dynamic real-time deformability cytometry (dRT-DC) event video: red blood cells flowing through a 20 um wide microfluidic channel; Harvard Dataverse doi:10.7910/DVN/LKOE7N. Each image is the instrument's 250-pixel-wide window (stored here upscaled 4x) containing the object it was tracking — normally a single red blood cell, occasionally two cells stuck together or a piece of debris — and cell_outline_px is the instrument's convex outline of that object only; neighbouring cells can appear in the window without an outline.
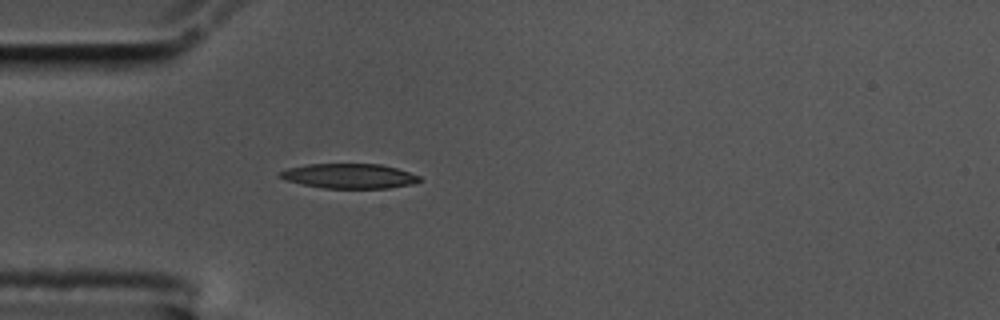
{"species": "common noctule bat (a hibernating species)", "species_latin": "Nyctalus noctula", "temperature_condition": "cold", "stored_images_in_passage": 42, "camera_frame_rate_fps": 3000, "um_per_image_px": 0.085, "animal": {"sex": "male", "body_mass_g": 17.5, "forearm_length_mm": 52.3}, "frame": {"image": 1, "passage_image": 1, "time_ms": 0.0, "image_size_px": [1000, 320], "cell_outline_px": [[420, 180], [412, 184], [388, 188], [324, 188], [300, 184], [284, 180], [276, 176], [280, 172], [288, 168], [308, 164], [380, 164], [396, 168], [420, 176]], "centroid_in_image_um": [29.63, 14.96], "position_along_channel_um": 55.4, "area_um2": 20.11}}
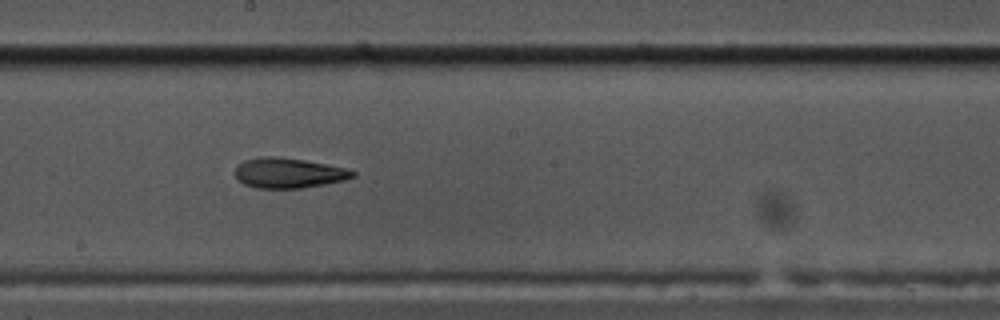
{"frame": {"image": 2, "passage_image": 16, "time_ms": 5.0, "image_size_px": [1000, 320], "cell_outline_px": [[356, 176], [344, 180], [324, 184], [300, 188], [256, 188], [244, 184], [236, 176], [236, 168], [244, 160], [260, 156], [276, 156], [304, 160], [348, 168], [356, 172]], "centroid_in_image_um": [24.55, 14.69], "position_along_channel_um": 223.6, "area_um2": 20.58}}
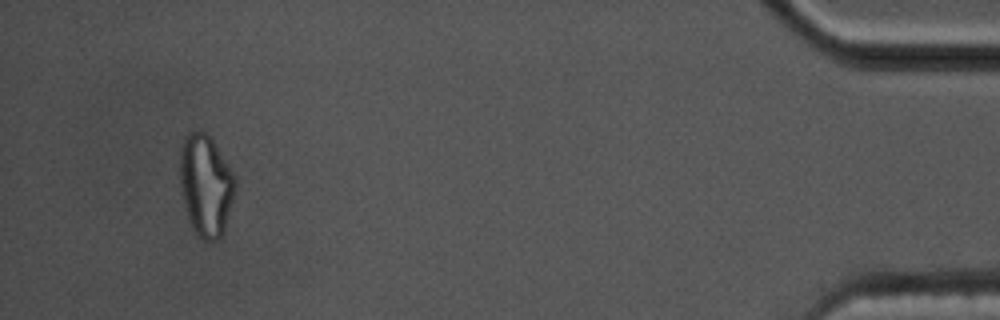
{"frame": {"image": 3, "passage_image": 39, "time_ms": 12.667, "image_size_px": [1000, 320], "cell_outline_px": [[236, 188], [224, 232], [220, 240], [200, 240], [196, 236], [192, 228], [184, 208], [180, 184], [180, 148], [184, 136], [188, 132], [200, 128], [212, 136], [232, 172], [236, 184]], "centroid_in_image_um": [17.47, 15.73], "position_along_channel_um": 417.7, "area_um2": 33.47}, "authors_computed_cell_mechanics": {"area_um2": 21.1259, "velocity_mm_per_s": 3.475, "shape_relaxation_time_tau1_ms": 7.3948, "shape_relaxation_time_tau2_ms": 5.0624, "deformation_change_tau1": 0.2296, "deformation_change_tau2": 0.1422}}